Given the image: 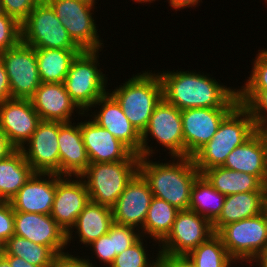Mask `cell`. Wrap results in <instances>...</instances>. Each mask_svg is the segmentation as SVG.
I'll list each match as a JSON object with an SVG mask.
<instances>
[{
  "mask_svg": "<svg viewBox=\"0 0 267 267\" xmlns=\"http://www.w3.org/2000/svg\"><path fill=\"white\" fill-rule=\"evenodd\" d=\"M160 71L163 98L179 110L189 108H235L237 88L227 87L199 71ZM208 75V76H207Z\"/></svg>",
  "mask_w": 267,
  "mask_h": 267,
  "instance_id": "1",
  "label": "cell"
},
{
  "mask_svg": "<svg viewBox=\"0 0 267 267\" xmlns=\"http://www.w3.org/2000/svg\"><path fill=\"white\" fill-rule=\"evenodd\" d=\"M166 162L140 157L138 172L147 181L153 196L167 201L178 210H188L191 189L201 175L192 157H171Z\"/></svg>",
  "mask_w": 267,
  "mask_h": 267,
  "instance_id": "2",
  "label": "cell"
},
{
  "mask_svg": "<svg viewBox=\"0 0 267 267\" xmlns=\"http://www.w3.org/2000/svg\"><path fill=\"white\" fill-rule=\"evenodd\" d=\"M108 93L118 102L124 115L140 133L147 128L156 105L163 98L161 78L155 71H141Z\"/></svg>",
  "mask_w": 267,
  "mask_h": 267,
  "instance_id": "3",
  "label": "cell"
},
{
  "mask_svg": "<svg viewBox=\"0 0 267 267\" xmlns=\"http://www.w3.org/2000/svg\"><path fill=\"white\" fill-rule=\"evenodd\" d=\"M257 127L249 112L238 104L220 123L213 138L192 158L202 174L213 167H222L234 148L247 141Z\"/></svg>",
  "mask_w": 267,
  "mask_h": 267,
  "instance_id": "4",
  "label": "cell"
},
{
  "mask_svg": "<svg viewBox=\"0 0 267 267\" xmlns=\"http://www.w3.org/2000/svg\"><path fill=\"white\" fill-rule=\"evenodd\" d=\"M99 53V50H83L79 53L64 80L71 100L83 113L108 92V77L101 71Z\"/></svg>",
  "mask_w": 267,
  "mask_h": 267,
  "instance_id": "5",
  "label": "cell"
},
{
  "mask_svg": "<svg viewBox=\"0 0 267 267\" xmlns=\"http://www.w3.org/2000/svg\"><path fill=\"white\" fill-rule=\"evenodd\" d=\"M139 161L90 163L81 175L90 201L112 207L138 172Z\"/></svg>",
  "mask_w": 267,
  "mask_h": 267,
  "instance_id": "6",
  "label": "cell"
},
{
  "mask_svg": "<svg viewBox=\"0 0 267 267\" xmlns=\"http://www.w3.org/2000/svg\"><path fill=\"white\" fill-rule=\"evenodd\" d=\"M148 138H153L157 141V146L159 144L169 150L167 154L170 157H184L181 110L162 98L156 105L147 128L141 134V157H153L156 154V148L148 145L151 141Z\"/></svg>",
  "mask_w": 267,
  "mask_h": 267,
  "instance_id": "7",
  "label": "cell"
},
{
  "mask_svg": "<svg viewBox=\"0 0 267 267\" xmlns=\"http://www.w3.org/2000/svg\"><path fill=\"white\" fill-rule=\"evenodd\" d=\"M21 41L33 48L81 49L46 0H41L21 23Z\"/></svg>",
  "mask_w": 267,
  "mask_h": 267,
  "instance_id": "8",
  "label": "cell"
},
{
  "mask_svg": "<svg viewBox=\"0 0 267 267\" xmlns=\"http://www.w3.org/2000/svg\"><path fill=\"white\" fill-rule=\"evenodd\" d=\"M216 234L234 261H253L267 245V211L229 223Z\"/></svg>",
  "mask_w": 267,
  "mask_h": 267,
  "instance_id": "9",
  "label": "cell"
},
{
  "mask_svg": "<svg viewBox=\"0 0 267 267\" xmlns=\"http://www.w3.org/2000/svg\"><path fill=\"white\" fill-rule=\"evenodd\" d=\"M214 234L208 219L191 210H180L157 252L168 257H185Z\"/></svg>",
  "mask_w": 267,
  "mask_h": 267,
  "instance_id": "10",
  "label": "cell"
},
{
  "mask_svg": "<svg viewBox=\"0 0 267 267\" xmlns=\"http://www.w3.org/2000/svg\"><path fill=\"white\" fill-rule=\"evenodd\" d=\"M56 13L69 36L82 50H103L99 36L95 7L78 0H46ZM102 50H101V49Z\"/></svg>",
  "mask_w": 267,
  "mask_h": 267,
  "instance_id": "11",
  "label": "cell"
},
{
  "mask_svg": "<svg viewBox=\"0 0 267 267\" xmlns=\"http://www.w3.org/2000/svg\"><path fill=\"white\" fill-rule=\"evenodd\" d=\"M8 75L11 98L30 99L41 84L36 48L22 41L0 52Z\"/></svg>",
  "mask_w": 267,
  "mask_h": 267,
  "instance_id": "12",
  "label": "cell"
},
{
  "mask_svg": "<svg viewBox=\"0 0 267 267\" xmlns=\"http://www.w3.org/2000/svg\"><path fill=\"white\" fill-rule=\"evenodd\" d=\"M234 108L181 110L184 157H193L215 135L220 123Z\"/></svg>",
  "mask_w": 267,
  "mask_h": 267,
  "instance_id": "13",
  "label": "cell"
},
{
  "mask_svg": "<svg viewBox=\"0 0 267 267\" xmlns=\"http://www.w3.org/2000/svg\"><path fill=\"white\" fill-rule=\"evenodd\" d=\"M59 121L41 120L30 139L20 149L34 172L59 175Z\"/></svg>",
  "mask_w": 267,
  "mask_h": 267,
  "instance_id": "14",
  "label": "cell"
},
{
  "mask_svg": "<svg viewBox=\"0 0 267 267\" xmlns=\"http://www.w3.org/2000/svg\"><path fill=\"white\" fill-rule=\"evenodd\" d=\"M14 235L50 247L58 256L68 254L67 233L51 215L14 211Z\"/></svg>",
  "mask_w": 267,
  "mask_h": 267,
  "instance_id": "15",
  "label": "cell"
},
{
  "mask_svg": "<svg viewBox=\"0 0 267 267\" xmlns=\"http://www.w3.org/2000/svg\"><path fill=\"white\" fill-rule=\"evenodd\" d=\"M92 108L99 109L92 112ZM83 116H89L96 124L108 130L116 139L125 144L134 154L141 157V134L133 127L118 102L108 92L81 117Z\"/></svg>",
  "mask_w": 267,
  "mask_h": 267,
  "instance_id": "16",
  "label": "cell"
},
{
  "mask_svg": "<svg viewBox=\"0 0 267 267\" xmlns=\"http://www.w3.org/2000/svg\"><path fill=\"white\" fill-rule=\"evenodd\" d=\"M89 201L88 189L81 176L72 178L56 174V192L50 215L66 233Z\"/></svg>",
  "mask_w": 267,
  "mask_h": 267,
  "instance_id": "17",
  "label": "cell"
},
{
  "mask_svg": "<svg viewBox=\"0 0 267 267\" xmlns=\"http://www.w3.org/2000/svg\"><path fill=\"white\" fill-rule=\"evenodd\" d=\"M152 198L147 181L137 172L111 207L114 222L141 231Z\"/></svg>",
  "mask_w": 267,
  "mask_h": 267,
  "instance_id": "18",
  "label": "cell"
},
{
  "mask_svg": "<svg viewBox=\"0 0 267 267\" xmlns=\"http://www.w3.org/2000/svg\"><path fill=\"white\" fill-rule=\"evenodd\" d=\"M80 130L90 163L139 161V155L91 118L80 122Z\"/></svg>",
  "mask_w": 267,
  "mask_h": 267,
  "instance_id": "19",
  "label": "cell"
},
{
  "mask_svg": "<svg viewBox=\"0 0 267 267\" xmlns=\"http://www.w3.org/2000/svg\"><path fill=\"white\" fill-rule=\"evenodd\" d=\"M40 121L30 99L10 98L0 104V129L17 149L30 139Z\"/></svg>",
  "mask_w": 267,
  "mask_h": 267,
  "instance_id": "20",
  "label": "cell"
},
{
  "mask_svg": "<svg viewBox=\"0 0 267 267\" xmlns=\"http://www.w3.org/2000/svg\"><path fill=\"white\" fill-rule=\"evenodd\" d=\"M56 192V173L34 172L11 199L14 211L50 215Z\"/></svg>",
  "mask_w": 267,
  "mask_h": 267,
  "instance_id": "21",
  "label": "cell"
},
{
  "mask_svg": "<svg viewBox=\"0 0 267 267\" xmlns=\"http://www.w3.org/2000/svg\"><path fill=\"white\" fill-rule=\"evenodd\" d=\"M30 101L43 121L71 122L75 111L79 116L83 114L71 100L64 83H41Z\"/></svg>",
  "mask_w": 267,
  "mask_h": 267,
  "instance_id": "22",
  "label": "cell"
},
{
  "mask_svg": "<svg viewBox=\"0 0 267 267\" xmlns=\"http://www.w3.org/2000/svg\"><path fill=\"white\" fill-rule=\"evenodd\" d=\"M72 122H60L58 135L60 176H81L90 164L80 122Z\"/></svg>",
  "mask_w": 267,
  "mask_h": 267,
  "instance_id": "23",
  "label": "cell"
},
{
  "mask_svg": "<svg viewBox=\"0 0 267 267\" xmlns=\"http://www.w3.org/2000/svg\"><path fill=\"white\" fill-rule=\"evenodd\" d=\"M113 223L111 207L89 201L78 215L75 224L67 232V245L70 246L74 238L72 235L76 233L75 239L78 237L79 242L88 247L93 241L107 234Z\"/></svg>",
  "mask_w": 267,
  "mask_h": 267,
  "instance_id": "24",
  "label": "cell"
},
{
  "mask_svg": "<svg viewBox=\"0 0 267 267\" xmlns=\"http://www.w3.org/2000/svg\"><path fill=\"white\" fill-rule=\"evenodd\" d=\"M222 167L252 174L266 185V149L259 132L256 131L247 141L234 148Z\"/></svg>",
  "mask_w": 267,
  "mask_h": 267,
  "instance_id": "25",
  "label": "cell"
},
{
  "mask_svg": "<svg viewBox=\"0 0 267 267\" xmlns=\"http://www.w3.org/2000/svg\"><path fill=\"white\" fill-rule=\"evenodd\" d=\"M266 210V191L244 192L225 198L218 218L212 223L214 233L223 226L256 216Z\"/></svg>",
  "mask_w": 267,
  "mask_h": 267,
  "instance_id": "26",
  "label": "cell"
},
{
  "mask_svg": "<svg viewBox=\"0 0 267 267\" xmlns=\"http://www.w3.org/2000/svg\"><path fill=\"white\" fill-rule=\"evenodd\" d=\"M202 175L216 190L225 196L244 192L266 191V185L252 174L223 167H213L205 170Z\"/></svg>",
  "mask_w": 267,
  "mask_h": 267,
  "instance_id": "27",
  "label": "cell"
},
{
  "mask_svg": "<svg viewBox=\"0 0 267 267\" xmlns=\"http://www.w3.org/2000/svg\"><path fill=\"white\" fill-rule=\"evenodd\" d=\"M82 49L36 48L41 83H64L72 61Z\"/></svg>",
  "mask_w": 267,
  "mask_h": 267,
  "instance_id": "28",
  "label": "cell"
},
{
  "mask_svg": "<svg viewBox=\"0 0 267 267\" xmlns=\"http://www.w3.org/2000/svg\"><path fill=\"white\" fill-rule=\"evenodd\" d=\"M33 173L20 149L0 160V201L10 202Z\"/></svg>",
  "mask_w": 267,
  "mask_h": 267,
  "instance_id": "29",
  "label": "cell"
},
{
  "mask_svg": "<svg viewBox=\"0 0 267 267\" xmlns=\"http://www.w3.org/2000/svg\"><path fill=\"white\" fill-rule=\"evenodd\" d=\"M179 211L167 201L153 196L146 220L141 228V235L147 237L146 240L148 237L152 238L155 245L159 244L171 231Z\"/></svg>",
  "mask_w": 267,
  "mask_h": 267,
  "instance_id": "30",
  "label": "cell"
},
{
  "mask_svg": "<svg viewBox=\"0 0 267 267\" xmlns=\"http://www.w3.org/2000/svg\"><path fill=\"white\" fill-rule=\"evenodd\" d=\"M226 196L216 190L201 174L194 182L188 210L213 223L221 213Z\"/></svg>",
  "mask_w": 267,
  "mask_h": 267,
  "instance_id": "31",
  "label": "cell"
},
{
  "mask_svg": "<svg viewBox=\"0 0 267 267\" xmlns=\"http://www.w3.org/2000/svg\"><path fill=\"white\" fill-rule=\"evenodd\" d=\"M2 254L17 256L32 265L41 267H51L59 257L50 247L36 244L18 235H13L4 243Z\"/></svg>",
  "mask_w": 267,
  "mask_h": 267,
  "instance_id": "32",
  "label": "cell"
},
{
  "mask_svg": "<svg viewBox=\"0 0 267 267\" xmlns=\"http://www.w3.org/2000/svg\"><path fill=\"white\" fill-rule=\"evenodd\" d=\"M184 258L192 267H234V260L216 233Z\"/></svg>",
  "mask_w": 267,
  "mask_h": 267,
  "instance_id": "33",
  "label": "cell"
},
{
  "mask_svg": "<svg viewBox=\"0 0 267 267\" xmlns=\"http://www.w3.org/2000/svg\"><path fill=\"white\" fill-rule=\"evenodd\" d=\"M238 101L257 128L267 126V89H237Z\"/></svg>",
  "mask_w": 267,
  "mask_h": 267,
  "instance_id": "34",
  "label": "cell"
},
{
  "mask_svg": "<svg viewBox=\"0 0 267 267\" xmlns=\"http://www.w3.org/2000/svg\"><path fill=\"white\" fill-rule=\"evenodd\" d=\"M143 240H145V237L142 236L132 246L116 255L110 267H158L160 253L158 252L156 256L150 257L151 255L148 254L147 250L148 247H146L147 244H144L147 241Z\"/></svg>",
  "mask_w": 267,
  "mask_h": 267,
  "instance_id": "35",
  "label": "cell"
},
{
  "mask_svg": "<svg viewBox=\"0 0 267 267\" xmlns=\"http://www.w3.org/2000/svg\"><path fill=\"white\" fill-rule=\"evenodd\" d=\"M263 49V50H262ZM258 50L247 81L238 89H267V49Z\"/></svg>",
  "mask_w": 267,
  "mask_h": 267,
  "instance_id": "36",
  "label": "cell"
},
{
  "mask_svg": "<svg viewBox=\"0 0 267 267\" xmlns=\"http://www.w3.org/2000/svg\"><path fill=\"white\" fill-rule=\"evenodd\" d=\"M21 41V24L13 17L0 15V52L13 48Z\"/></svg>",
  "mask_w": 267,
  "mask_h": 267,
  "instance_id": "37",
  "label": "cell"
},
{
  "mask_svg": "<svg viewBox=\"0 0 267 267\" xmlns=\"http://www.w3.org/2000/svg\"><path fill=\"white\" fill-rule=\"evenodd\" d=\"M92 254L96 256L99 263H103L106 267H110L114 258L116 257V251H114L113 245V224L107 234L102 235L99 239L93 241L90 245Z\"/></svg>",
  "mask_w": 267,
  "mask_h": 267,
  "instance_id": "38",
  "label": "cell"
},
{
  "mask_svg": "<svg viewBox=\"0 0 267 267\" xmlns=\"http://www.w3.org/2000/svg\"><path fill=\"white\" fill-rule=\"evenodd\" d=\"M134 227L113 223V245L116 255L136 243L141 237L140 230Z\"/></svg>",
  "mask_w": 267,
  "mask_h": 267,
  "instance_id": "39",
  "label": "cell"
},
{
  "mask_svg": "<svg viewBox=\"0 0 267 267\" xmlns=\"http://www.w3.org/2000/svg\"><path fill=\"white\" fill-rule=\"evenodd\" d=\"M41 0H1L5 14L15 18L20 24Z\"/></svg>",
  "mask_w": 267,
  "mask_h": 267,
  "instance_id": "40",
  "label": "cell"
},
{
  "mask_svg": "<svg viewBox=\"0 0 267 267\" xmlns=\"http://www.w3.org/2000/svg\"><path fill=\"white\" fill-rule=\"evenodd\" d=\"M14 235V210L9 201H0V240L5 243Z\"/></svg>",
  "mask_w": 267,
  "mask_h": 267,
  "instance_id": "41",
  "label": "cell"
},
{
  "mask_svg": "<svg viewBox=\"0 0 267 267\" xmlns=\"http://www.w3.org/2000/svg\"><path fill=\"white\" fill-rule=\"evenodd\" d=\"M51 267H96L93 260L89 257L86 259L72 254L59 256L52 264Z\"/></svg>",
  "mask_w": 267,
  "mask_h": 267,
  "instance_id": "42",
  "label": "cell"
},
{
  "mask_svg": "<svg viewBox=\"0 0 267 267\" xmlns=\"http://www.w3.org/2000/svg\"><path fill=\"white\" fill-rule=\"evenodd\" d=\"M11 98L10 85L5 65L0 58V104Z\"/></svg>",
  "mask_w": 267,
  "mask_h": 267,
  "instance_id": "43",
  "label": "cell"
},
{
  "mask_svg": "<svg viewBox=\"0 0 267 267\" xmlns=\"http://www.w3.org/2000/svg\"><path fill=\"white\" fill-rule=\"evenodd\" d=\"M158 267H192L184 257L159 256Z\"/></svg>",
  "mask_w": 267,
  "mask_h": 267,
  "instance_id": "44",
  "label": "cell"
},
{
  "mask_svg": "<svg viewBox=\"0 0 267 267\" xmlns=\"http://www.w3.org/2000/svg\"><path fill=\"white\" fill-rule=\"evenodd\" d=\"M17 148L10 142L7 135L0 129V160L8 158Z\"/></svg>",
  "mask_w": 267,
  "mask_h": 267,
  "instance_id": "45",
  "label": "cell"
},
{
  "mask_svg": "<svg viewBox=\"0 0 267 267\" xmlns=\"http://www.w3.org/2000/svg\"><path fill=\"white\" fill-rule=\"evenodd\" d=\"M169 3V6L173 8V10L175 9V11L179 10V9H184V8H190V7H196V6H200V2H202V0H167Z\"/></svg>",
  "mask_w": 267,
  "mask_h": 267,
  "instance_id": "46",
  "label": "cell"
},
{
  "mask_svg": "<svg viewBox=\"0 0 267 267\" xmlns=\"http://www.w3.org/2000/svg\"><path fill=\"white\" fill-rule=\"evenodd\" d=\"M2 255L8 260L11 267H41L32 265L27 261H25L24 259L17 256H11L8 254H2Z\"/></svg>",
  "mask_w": 267,
  "mask_h": 267,
  "instance_id": "47",
  "label": "cell"
},
{
  "mask_svg": "<svg viewBox=\"0 0 267 267\" xmlns=\"http://www.w3.org/2000/svg\"><path fill=\"white\" fill-rule=\"evenodd\" d=\"M247 263H249L250 266L257 265L258 267H267V245L253 261H246L245 264L247 265ZM254 263H256V265Z\"/></svg>",
  "mask_w": 267,
  "mask_h": 267,
  "instance_id": "48",
  "label": "cell"
},
{
  "mask_svg": "<svg viewBox=\"0 0 267 267\" xmlns=\"http://www.w3.org/2000/svg\"><path fill=\"white\" fill-rule=\"evenodd\" d=\"M257 131L261 135L262 140L264 142L265 149H266V160H267V126L257 128Z\"/></svg>",
  "mask_w": 267,
  "mask_h": 267,
  "instance_id": "49",
  "label": "cell"
},
{
  "mask_svg": "<svg viewBox=\"0 0 267 267\" xmlns=\"http://www.w3.org/2000/svg\"><path fill=\"white\" fill-rule=\"evenodd\" d=\"M0 267H11L8 260L3 255H0Z\"/></svg>",
  "mask_w": 267,
  "mask_h": 267,
  "instance_id": "50",
  "label": "cell"
},
{
  "mask_svg": "<svg viewBox=\"0 0 267 267\" xmlns=\"http://www.w3.org/2000/svg\"><path fill=\"white\" fill-rule=\"evenodd\" d=\"M78 1L84 2V3H86V4H89V5H91V6L97 8V6H95L96 3H97V2H96L97 0H78Z\"/></svg>",
  "mask_w": 267,
  "mask_h": 267,
  "instance_id": "51",
  "label": "cell"
},
{
  "mask_svg": "<svg viewBox=\"0 0 267 267\" xmlns=\"http://www.w3.org/2000/svg\"><path fill=\"white\" fill-rule=\"evenodd\" d=\"M153 1H156V0H133V2L140 3V4H142V3H145L146 4V2H147V4H148V2L150 4Z\"/></svg>",
  "mask_w": 267,
  "mask_h": 267,
  "instance_id": "52",
  "label": "cell"
},
{
  "mask_svg": "<svg viewBox=\"0 0 267 267\" xmlns=\"http://www.w3.org/2000/svg\"><path fill=\"white\" fill-rule=\"evenodd\" d=\"M4 252V243L0 240V255Z\"/></svg>",
  "mask_w": 267,
  "mask_h": 267,
  "instance_id": "53",
  "label": "cell"
},
{
  "mask_svg": "<svg viewBox=\"0 0 267 267\" xmlns=\"http://www.w3.org/2000/svg\"><path fill=\"white\" fill-rule=\"evenodd\" d=\"M4 14L3 7H2V2L0 0V15Z\"/></svg>",
  "mask_w": 267,
  "mask_h": 267,
  "instance_id": "54",
  "label": "cell"
},
{
  "mask_svg": "<svg viewBox=\"0 0 267 267\" xmlns=\"http://www.w3.org/2000/svg\"><path fill=\"white\" fill-rule=\"evenodd\" d=\"M266 211H267V184H266Z\"/></svg>",
  "mask_w": 267,
  "mask_h": 267,
  "instance_id": "55",
  "label": "cell"
},
{
  "mask_svg": "<svg viewBox=\"0 0 267 267\" xmlns=\"http://www.w3.org/2000/svg\"><path fill=\"white\" fill-rule=\"evenodd\" d=\"M239 263V261H234V265L237 267V264ZM254 267V266H253ZM258 267V266H257Z\"/></svg>",
  "mask_w": 267,
  "mask_h": 267,
  "instance_id": "56",
  "label": "cell"
}]
</instances>
